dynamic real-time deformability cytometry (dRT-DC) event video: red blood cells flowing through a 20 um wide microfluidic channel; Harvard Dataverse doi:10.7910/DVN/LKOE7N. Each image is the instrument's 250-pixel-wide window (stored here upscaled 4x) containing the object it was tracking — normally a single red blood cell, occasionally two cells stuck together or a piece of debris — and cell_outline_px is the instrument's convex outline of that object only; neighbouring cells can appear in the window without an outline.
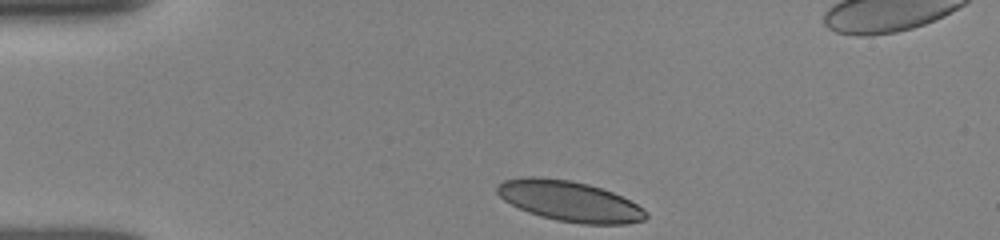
{"species": "human", "species_latin": "Homo sapiens", "temperature_condition": "room temperature", "stored_images_in_passage": 22, "camera_frame_rate_fps": 3000, "um_per_image_px": 0.085, "donor": {"sex": "female"}, "frame": {"image": 1, "passage_image": 1, "time_ms": 0.0, "image_size_px": [1000, 240], "cell_outline_px": [[648, 216], [644, 220], [628, 224], [580, 224], [556, 220], [540, 216], [528, 212], [504, 200], [496, 192], [496, 188], [504, 180], [520, 176], [536, 176], [572, 180], [588, 184], [612, 192], [644, 208], [648, 212]], "centroid_in_image_um": [48.41, 17.09], "position_along_channel_um": 36.6, "area_um2": 35.14}}
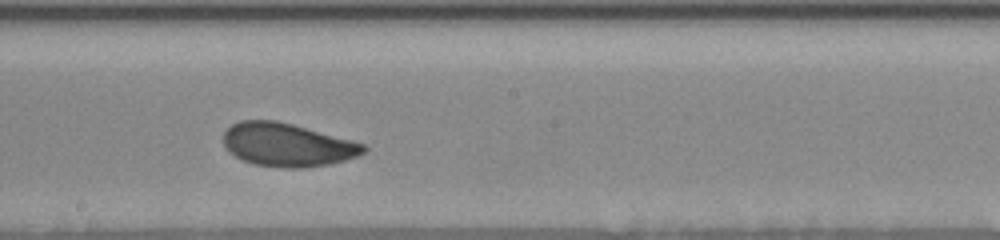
{"frame": {"image": 2, "passage_image": 15, "time_ms": 6.0, "image_size_px": [1000, 240], "cell_outline_px": [[368, 148], [360, 156], [328, 164], [304, 168], [284, 168], [252, 164], [228, 152], [224, 144], [224, 132], [232, 124], [240, 120], [276, 120], [292, 124], [352, 140], [364, 144]], "centroid_in_image_um": [24.42, 12.31], "position_along_channel_um": 223.8, "area_um2": 35.37}}
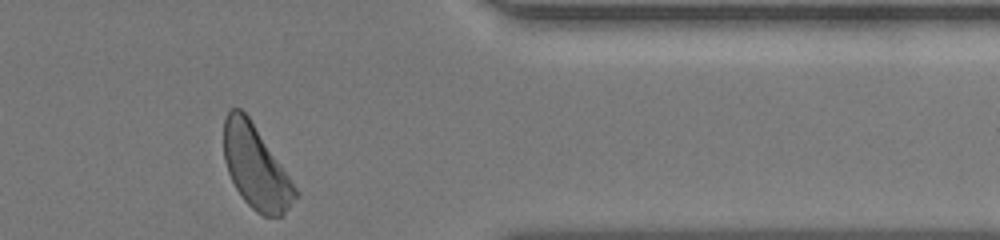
{"frame": {"image": 3, "passage_image": 22, "time_ms": 10.667, "image_size_px": [1000, 240], "cell_outline_px": [[300, 196], [284, 216], [264, 216], [256, 212], [244, 200], [236, 188], [228, 172], [224, 160], [224, 120], [228, 112], [232, 108], [240, 108], [248, 116], [300, 192]], "centroid_in_image_um": [21.78, 14.26], "position_along_channel_um": 389.6, "area_um2": 34.56}, "authors_computed_cell_mechanics": {"area_um2": 35.1135, "velocity_mm_per_s": 3.851, "shape_relaxation_time_tau1_ms": 2.873, "shape_relaxation_time_tau2_ms": 1.4887, "deformation_change_tau1": 0.0907, "deformation_change_tau2": 0.0697}}